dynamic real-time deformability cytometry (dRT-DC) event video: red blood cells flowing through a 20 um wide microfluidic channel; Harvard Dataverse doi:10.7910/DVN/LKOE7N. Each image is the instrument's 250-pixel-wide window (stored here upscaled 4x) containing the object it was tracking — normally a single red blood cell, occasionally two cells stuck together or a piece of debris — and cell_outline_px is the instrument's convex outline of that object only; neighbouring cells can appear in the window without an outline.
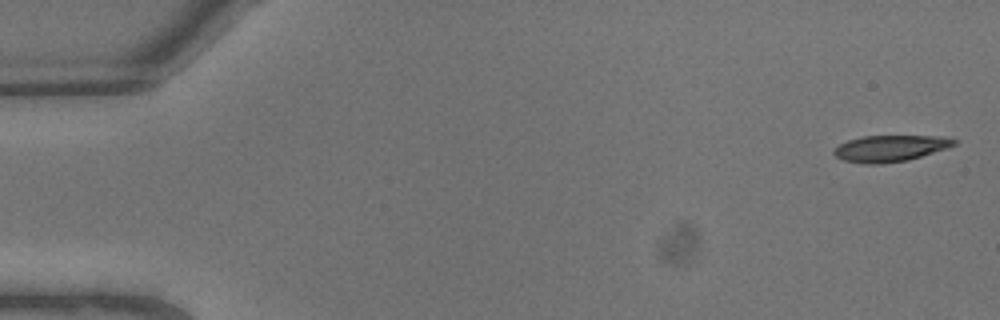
{"species": "common noctule bat (a hibernating species)", "species_latin": "Nyctalus noctula", "temperature_condition": "warm", "stored_images_in_passage": 8, "camera_frame_rate_fps": 3000, "um_per_image_px": 0.085, "animal": {"sex": "male", "body_mass_g": 13.3}, "frame": {"image": 1, "passage_image": 1, "time_ms": 0.0, "image_size_px": [1000, 320], "cell_outline_px": [[956, 144], [948, 148], [908, 160], [880, 164], [864, 164], [844, 160], [836, 156], [832, 152], [840, 144], [848, 140], [864, 136], [944, 136], [956, 140]], "centroid_in_image_um": [75.68, 12.61], "position_along_channel_um": 9.3, "area_um2": 18.38}}
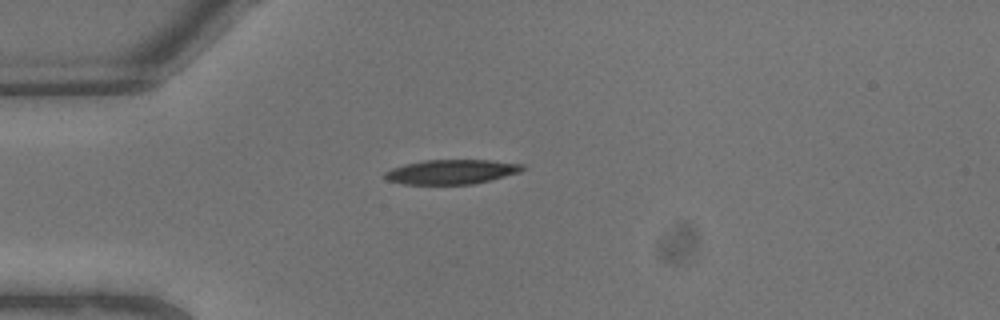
{"frame": {"image": 2, "passage_image": 6, "time_ms": 1.667, "image_size_px": [1000, 320], "cell_outline_px": [[528, 168], [520, 172], [472, 184], [404, 184], [388, 180], [384, 176], [384, 172], [392, 168], [404, 164], [424, 160], [492, 160], [524, 164]], "centroid_in_image_um": [38.4, 14.59], "position_along_channel_um": 46.6, "area_um2": 19.65}}
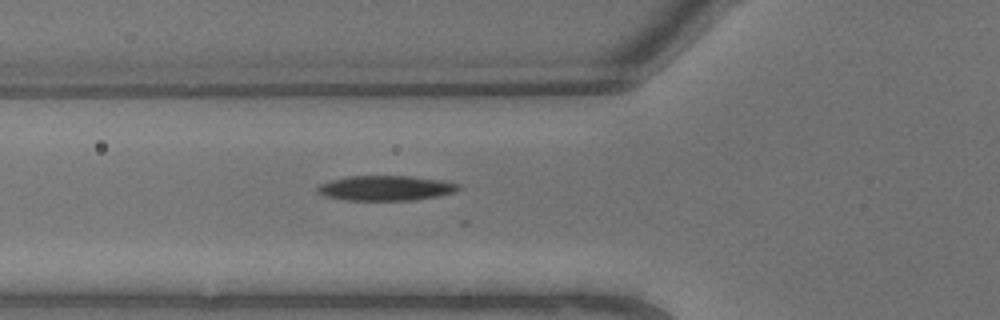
{"frame": {"image": 3, "passage_image": 8, "time_ms": 2.333, "image_size_px": [1000, 320], "cell_outline_px": [[460, 188], [456, 192], [436, 196], [412, 200], [348, 200], [324, 196], [316, 192], [316, 188], [320, 184], [332, 180], [348, 176], [412, 176], [444, 180], [460, 184]], "centroid_in_image_um": [32.8, 15.98], "position_along_channel_um": 93.0, "area_um2": 20.58}}